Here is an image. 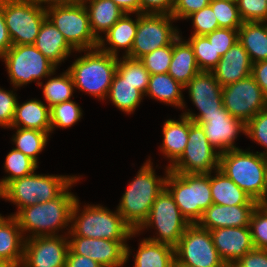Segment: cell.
<instances>
[{
	"label": "cell",
	"instance_id": "obj_1",
	"mask_svg": "<svg viewBox=\"0 0 267 267\" xmlns=\"http://www.w3.org/2000/svg\"><path fill=\"white\" fill-rule=\"evenodd\" d=\"M79 179L77 177L54 200L23 207L13 214L22 233L31 231L33 234L32 236L29 235L28 238L56 236L59 229L66 228L71 222L72 209L78 199L68 189Z\"/></svg>",
	"mask_w": 267,
	"mask_h": 267
},
{
	"label": "cell",
	"instance_id": "obj_2",
	"mask_svg": "<svg viewBox=\"0 0 267 267\" xmlns=\"http://www.w3.org/2000/svg\"><path fill=\"white\" fill-rule=\"evenodd\" d=\"M219 170L254 201L267 200V156L240 148L219 155Z\"/></svg>",
	"mask_w": 267,
	"mask_h": 267
},
{
	"label": "cell",
	"instance_id": "obj_3",
	"mask_svg": "<svg viewBox=\"0 0 267 267\" xmlns=\"http://www.w3.org/2000/svg\"><path fill=\"white\" fill-rule=\"evenodd\" d=\"M152 164L151 160L144 163L117 206L118 212L133 231H137L146 221L156 197L165 188L169 167L166 168V177L160 178L156 177Z\"/></svg>",
	"mask_w": 267,
	"mask_h": 267
},
{
	"label": "cell",
	"instance_id": "obj_4",
	"mask_svg": "<svg viewBox=\"0 0 267 267\" xmlns=\"http://www.w3.org/2000/svg\"><path fill=\"white\" fill-rule=\"evenodd\" d=\"M79 207V200L77 199L72 209L71 228L68 229L70 236L127 240L138 234L124 221L118 210L113 213L100 205H88L78 214L80 212Z\"/></svg>",
	"mask_w": 267,
	"mask_h": 267
},
{
	"label": "cell",
	"instance_id": "obj_5",
	"mask_svg": "<svg viewBox=\"0 0 267 267\" xmlns=\"http://www.w3.org/2000/svg\"><path fill=\"white\" fill-rule=\"evenodd\" d=\"M67 70L72 76L74 87L104 100L110 90L116 72L118 57L99 48L87 50Z\"/></svg>",
	"mask_w": 267,
	"mask_h": 267
},
{
	"label": "cell",
	"instance_id": "obj_6",
	"mask_svg": "<svg viewBox=\"0 0 267 267\" xmlns=\"http://www.w3.org/2000/svg\"><path fill=\"white\" fill-rule=\"evenodd\" d=\"M165 188L191 224L197 223L203 212L213 204L210 173L186 174L169 170Z\"/></svg>",
	"mask_w": 267,
	"mask_h": 267
},
{
	"label": "cell",
	"instance_id": "obj_7",
	"mask_svg": "<svg viewBox=\"0 0 267 267\" xmlns=\"http://www.w3.org/2000/svg\"><path fill=\"white\" fill-rule=\"evenodd\" d=\"M77 176L40 175L31 173L11 181L1 192L0 198L18 207H28L57 198Z\"/></svg>",
	"mask_w": 267,
	"mask_h": 267
},
{
	"label": "cell",
	"instance_id": "obj_8",
	"mask_svg": "<svg viewBox=\"0 0 267 267\" xmlns=\"http://www.w3.org/2000/svg\"><path fill=\"white\" fill-rule=\"evenodd\" d=\"M46 15L74 51L98 48V40L90 29L88 11L81 0L73 5L50 7Z\"/></svg>",
	"mask_w": 267,
	"mask_h": 267
},
{
	"label": "cell",
	"instance_id": "obj_9",
	"mask_svg": "<svg viewBox=\"0 0 267 267\" xmlns=\"http://www.w3.org/2000/svg\"><path fill=\"white\" fill-rule=\"evenodd\" d=\"M190 224L181 214L170 192L164 188L152 204L148 218L136 232L139 233L142 229L153 226L159 233L156 237L147 239L175 248Z\"/></svg>",
	"mask_w": 267,
	"mask_h": 267
},
{
	"label": "cell",
	"instance_id": "obj_10",
	"mask_svg": "<svg viewBox=\"0 0 267 267\" xmlns=\"http://www.w3.org/2000/svg\"><path fill=\"white\" fill-rule=\"evenodd\" d=\"M1 59L5 61L10 82L15 88L48 78L57 68L33 44L12 45Z\"/></svg>",
	"mask_w": 267,
	"mask_h": 267
},
{
	"label": "cell",
	"instance_id": "obj_11",
	"mask_svg": "<svg viewBox=\"0 0 267 267\" xmlns=\"http://www.w3.org/2000/svg\"><path fill=\"white\" fill-rule=\"evenodd\" d=\"M2 13L13 45L34 44L46 9L28 0H2Z\"/></svg>",
	"mask_w": 267,
	"mask_h": 267
},
{
	"label": "cell",
	"instance_id": "obj_12",
	"mask_svg": "<svg viewBox=\"0 0 267 267\" xmlns=\"http://www.w3.org/2000/svg\"><path fill=\"white\" fill-rule=\"evenodd\" d=\"M176 267H228L220 258L210 231L190 224L175 247Z\"/></svg>",
	"mask_w": 267,
	"mask_h": 267
},
{
	"label": "cell",
	"instance_id": "obj_13",
	"mask_svg": "<svg viewBox=\"0 0 267 267\" xmlns=\"http://www.w3.org/2000/svg\"><path fill=\"white\" fill-rule=\"evenodd\" d=\"M219 153L208 141L203 128L189 118L188 143L169 170L186 174H209L219 169Z\"/></svg>",
	"mask_w": 267,
	"mask_h": 267
},
{
	"label": "cell",
	"instance_id": "obj_14",
	"mask_svg": "<svg viewBox=\"0 0 267 267\" xmlns=\"http://www.w3.org/2000/svg\"><path fill=\"white\" fill-rule=\"evenodd\" d=\"M173 20L174 17L167 14H138L136 36L127 56L140 59L147 53L172 44L180 35L171 24Z\"/></svg>",
	"mask_w": 267,
	"mask_h": 267
},
{
	"label": "cell",
	"instance_id": "obj_15",
	"mask_svg": "<svg viewBox=\"0 0 267 267\" xmlns=\"http://www.w3.org/2000/svg\"><path fill=\"white\" fill-rule=\"evenodd\" d=\"M222 100L230 115L245 124L267 108V98L252 75L224 86Z\"/></svg>",
	"mask_w": 267,
	"mask_h": 267
},
{
	"label": "cell",
	"instance_id": "obj_16",
	"mask_svg": "<svg viewBox=\"0 0 267 267\" xmlns=\"http://www.w3.org/2000/svg\"><path fill=\"white\" fill-rule=\"evenodd\" d=\"M70 236H39L25 239L20 267H65Z\"/></svg>",
	"mask_w": 267,
	"mask_h": 267
},
{
	"label": "cell",
	"instance_id": "obj_17",
	"mask_svg": "<svg viewBox=\"0 0 267 267\" xmlns=\"http://www.w3.org/2000/svg\"><path fill=\"white\" fill-rule=\"evenodd\" d=\"M69 248L80 256L95 260L102 267H121L125 265L130 250L126 240L95 239L71 236Z\"/></svg>",
	"mask_w": 267,
	"mask_h": 267
},
{
	"label": "cell",
	"instance_id": "obj_18",
	"mask_svg": "<svg viewBox=\"0 0 267 267\" xmlns=\"http://www.w3.org/2000/svg\"><path fill=\"white\" fill-rule=\"evenodd\" d=\"M189 90L191 101L199 110V115L184 112L182 115L197 123L205 114L220 113L223 109V87L215 79L212 72L201 71L185 86Z\"/></svg>",
	"mask_w": 267,
	"mask_h": 267
},
{
	"label": "cell",
	"instance_id": "obj_19",
	"mask_svg": "<svg viewBox=\"0 0 267 267\" xmlns=\"http://www.w3.org/2000/svg\"><path fill=\"white\" fill-rule=\"evenodd\" d=\"M197 124L203 128L210 145L218 149L219 154L238 149L234 140L240 132L245 133V123L233 118L226 108L220 113L205 114Z\"/></svg>",
	"mask_w": 267,
	"mask_h": 267
},
{
	"label": "cell",
	"instance_id": "obj_20",
	"mask_svg": "<svg viewBox=\"0 0 267 267\" xmlns=\"http://www.w3.org/2000/svg\"><path fill=\"white\" fill-rule=\"evenodd\" d=\"M210 234L220 258L228 267L254 248L249 226L213 229Z\"/></svg>",
	"mask_w": 267,
	"mask_h": 267
},
{
	"label": "cell",
	"instance_id": "obj_21",
	"mask_svg": "<svg viewBox=\"0 0 267 267\" xmlns=\"http://www.w3.org/2000/svg\"><path fill=\"white\" fill-rule=\"evenodd\" d=\"M257 205H218L212 204L196 223L201 228L213 230L224 227H247Z\"/></svg>",
	"mask_w": 267,
	"mask_h": 267
},
{
	"label": "cell",
	"instance_id": "obj_22",
	"mask_svg": "<svg viewBox=\"0 0 267 267\" xmlns=\"http://www.w3.org/2000/svg\"><path fill=\"white\" fill-rule=\"evenodd\" d=\"M251 72L252 62L239 41L221 57L212 71L222 87L250 76Z\"/></svg>",
	"mask_w": 267,
	"mask_h": 267
},
{
	"label": "cell",
	"instance_id": "obj_23",
	"mask_svg": "<svg viewBox=\"0 0 267 267\" xmlns=\"http://www.w3.org/2000/svg\"><path fill=\"white\" fill-rule=\"evenodd\" d=\"M125 13L98 41V48L103 52L118 57V49H124L127 56L133 47L136 31L138 27V14L137 18L133 20ZM105 40L110 47H105Z\"/></svg>",
	"mask_w": 267,
	"mask_h": 267
},
{
	"label": "cell",
	"instance_id": "obj_24",
	"mask_svg": "<svg viewBox=\"0 0 267 267\" xmlns=\"http://www.w3.org/2000/svg\"><path fill=\"white\" fill-rule=\"evenodd\" d=\"M33 45L56 67L74 50L48 18L41 25Z\"/></svg>",
	"mask_w": 267,
	"mask_h": 267
},
{
	"label": "cell",
	"instance_id": "obj_25",
	"mask_svg": "<svg viewBox=\"0 0 267 267\" xmlns=\"http://www.w3.org/2000/svg\"><path fill=\"white\" fill-rule=\"evenodd\" d=\"M11 127L36 129L50 134V107L36 99H31L22 104H19L17 100L15 116Z\"/></svg>",
	"mask_w": 267,
	"mask_h": 267
},
{
	"label": "cell",
	"instance_id": "obj_26",
	"mask_svg": "<svg viewBox=\"0 0 267 267\" xmlns=\"http://www.w3.org/2000/svg\"><path fill=\"white\" fill-rule=\"evenodd\" d=\"M200 72L192 46L188 41H182L181 36H179L173 42L172 60L168 74L182 86H185Z\"/></svg>",
	"mask_w": 267,
	"mask_h": 267
},
{
	"label": "cell",
	"instance_id": "obj_27",
	"mask_svg": "<svg viewBox=\"0 0 267 267\" xmlns=\"http://www.w3.org/2000/svg\"><path fill=\"white\" fill-rule=\"evenodd\" d=\"M216 176H211L210 186L214 204L234 205H258L244 190L238 187L219 169L215 171Z\"/></svg>",
	"mask_w": 267,
	"mask_h": 267
},
{
	"label": "cell",
	"instance_id": "obj_28",
	"mask_svg": "<svg viewBox=\"0 0 267 267\" xmlns=\"http://www.w3.org/2000/svg\"><path fill=\"white\" fill-rule=\"evenodd\" d=\"M81 1L88 11L90 29L98 41L102 37L99 33L105 34L125 14L112 0Z\"/></svg>",
	"mask_w": 267,
	"mask_h": 267
},
{
	"label": "cell",
	"instance_id": "obj_29",
	"mask_svg": "<svg viewBox=\"0 0 267 267\" xmlns=\"http://www.w3.org/2000/svg\"><path fill=\"white\" fill-rule=\"evenodd\" d=\"M18 221L11 214L0 227V260L9 261L19 267L23 261L25 236Z\"/></svg>",
	"mask_w": 267,
	"mask_h": 267
},
{
	"label": "cell",
	"instance_id": "obj_30",
	"mask_svg": "<svg viewBox=\"0 0 267 267\" xmlns=\"http://www.w3.org/2000/svg\"><path fill=\"white\" fill-rule=\"evenodd\" d=\"M238 40L248 53L252 64L267 60L266 22H243L238 29Z\"/></svg>",
	"mask_w": 267,
	"mask_h": 267
},
{
	"label": "cell",
	"instance_id": "obj_31",
	"mask_svg": "<svg viewBox=\"0 0 267 267\" xmlns=\"http://www.w3.org/2000/svg\"><path fill=\"white\" fill-rule=\"evenodd\" d=\"M161 152L169 158L172 165L183 153L188 143L189 118L181 115V120L168 119L163 126Z\"/></svg>",
	"mask_w": 267,
	"mask_h": 267
},
{
	"label": "cell",
	"instance_id": "obj_32",
	"mask_svg": "<svg viewBox=\"0 0 267 267\" xmlns=\"http://www.w3.org/2000/svg\"><path fill=\"white\" fill-rule=\"evenodd\" d=\"M134 267H176L175 248L145 238L139 244Z\"/></svg>",
	"mask_w": 267,
	"mask_h": 267
},
{
	"label": "cell",
	"instance_id": "obj_33",
	"mask_svg": "<svg viewBox=\"0 0 267 267\" xmlns=\"http://www.w3.org/2000/svg\"><path fill=\"white\" fill-rule=\"evenodd\" d=\"M184 86L174 80L168 73L154 74L150 76L145 95L157 99L160 102L184 108L185 102L182 95Z\"/></svg>",
	"mask_w": 267,
	"mask_h": 267
},
{
	"label": "cell",
	"instance_id": "obj_34",
	"mask_svg": "<svg viewBox=\"0 0 267 267\" xmlns=\"http://www.w3.org/2000/svg\"><path fill=\"white\" fill-rule=\"evenodd\" d=\"M145 95L115 72L107 97L122 112L131 114Z\"/></svg>",
	"mask_w": 267,
	"mask_h": 267
},
{
	"label": "cell",
	"instance_id": "obj_35",
	"mask_svg": "<svg viewBox=\"0 0 267 267\" xmlns=\"http://www.w3.org/2000/svg\"><path fill=\"white\" fill-rule=\"evenodd\" d=\"M10 128H17L16 134L12 138L16 145L15 149L21 151L38 164L37 156L46 146L49 134L36 129Z\"/></svg>",
	"mask_w": 267,
	"mask_h": 267
},
{
	"label": "cell",
	"instance_id": "obj_36",
	"mask_svg": "<svg viewBox=\"0 0 267 267\" xmlns=\"http://www.w3.org/2000/svg\"><path fill=\"white\" fill-rule=\"evenodd\" d=\"M37 85L43 87V95L49 107L71 100L75 88L68 70L61 76L50 78L44 85L42 82H38Z\"/></svg>",
	"mask_w": 267,
	"mask_h": 267
},
{
	"label": "cell",
	"instance_id": "obj_37",
	"mask_svg": "<svg viewBox=\"0 0 267 267\" xmlns=\"http://www.w3.org/2000/svg\"><path fill=\"white\" fill-rule=\"evenodd\" d=\"M4 168L5 172L9 173V176H5V178L1 179L0 192L11 181L33 173L38 168V165L30 157L13 148L6 156Z\"/></svg>",
	"mask_w": 267,
	"mask_h": 267
},
{
	"label": "cell",
	"instance_id": "obj_38",
	"mask_svg": "<svg viewBox=\"0 0 267 267\" xmlns=\"http://www.w3.org/2000/svg\"><path fill=\"white\" fill-rule=\"evenodd\" d=\"M118 58L116 72L125 79V81L134 85L143 94L146 93L151 74L145 68L140 59L130 58L123 55ZM123 59V60H122Z\"/></svg>",
	"mask_w": 267,
	"mask_h": 267
},
{
	"label": "cell",
	"instance_id": "obj_39",
	"mask_svg": "<svg viewBox=\"0 0 267 267\" xmlns=\"http://www.w3.org/2000/svg\"><path fill=\"white\" fill-rule=\"evenodd\" d=\"M192 46L197 65L201 71L212 72L221 59L205 35H191L188 39Z\"/></svg>",
	"mask_w": 267,
	"mask_h": 267
},
{
	"label": "cell",
	"instance_id": "obj_40",
	"mask_svg": "<svg viewBox=\"0 0 267 267\" xmlns=\"http://www.w3.org/2000/svg\"><path fill=\"white\" fill-rule=\"evenodd\" d=\"M82 110L78 104L68 100L50 107L51 132L54 128H69L80 120Z\"/></svg>",
	"mask_w": 267,
	"mask_h": 267
},
{
	"label": "cell",
	"instance_id": "obj_41",
	"mask_svg": "<svg viewBox=\"0 0 267 267\" xmlns=\"http://www.w3.org/2000/svg\"><path fill=\"white\" fill-rule=\"evenodd\" d=\"M209 5L214 11L219 28L238 30L243 24L236 2L227 0H211Z\"/></svg>",
	"mask_w": 267,
	"mask_h": 267
},
{
	"label": "cell",
	"instance_id": "obj_42",
	"mask_svg": "<svg viewBox=\"0 0 267 267\" xmlns=\"http://www.w3.org/2000/svg\"><path fill=\"white\" fill-rule=\"evenodd\" d=\"M173 43L145 54L140 60L151 75L168 73L172 60Z\"/></svg>",
	"mask_w": 267,
	"mask_h": 267
},
{
	"label": "cell",
	"instance_id": "obj_43",
	"mask_svg": "<svg viewBox=\"0 0 267 267\" xmlns=\"http://www.w3.org/2000/svg\"><path fill=\"white\" fill-rule=\"evenodd\" d=\"M249 227L254 248L267 250V209L262 204L253 210Z\"/></svg>",
	"mask_w": 267,
	"mask_h": 267
},
{
	"label": "cell",
	"instance_id": "obj_44",
	"mask_svg": "<svg viewBox=\"0 0 267 267\" xmlns=\"http://www.w3.org/2000/svg\"><path fill=\"white\" fill-rule=\"evenodd\" d=\"M243 22H267V0H237Z\"/></svg>",
	"mask_w": 267,
	"mask_h": 267
},
{
	"label": "cell",
	"instance_id": "obj_45",
	"mask_svg": "<svg viewBox=\"0 0 267 267\" xmlns=\"http://www.w3.org/2000/svg\"><path fill=\"white\" fill-rule=\"evenodd\" d=\"M245 135L267 149V108L258 112L245 124ZM261 154L267 156V150Z\"/></svg>",
	"mask_w": 267,
	"mask_h": 267
},
{
	"label": "cell",
	"instance_id": "obj_46",
	"mask_svg": "<svg viewBox=\"0 0 267 267\" xmlns=\"http://www.w3.org/2000/svg\"><path fill=\"white\" fill-rule=\"evenodd\" d=\"M194 31L192 35H206L219 28L218 21L210 5L202 8L198 12L191 14Z\"/></svg>",
	"mask_w": 267,
	"mask_h": 267
},
{
	"label": "cell",
	"instance_id": "obj_47",
	"mask_svg": "<svg viewBox=\"0 0 267 267\" xmlns=\"http://www.w3.org/2000/svg\"><path fill=\"white\" fill-rule=\"evenodd\" d=\"M210 44L213 45L216 55L221 57L238 42V30L229 28H218L205 35Z\"/></svg>",
	"mask_w": 267,
	"mask_h": 267
},
{
	"label": "cell",
	"instance_id": "obj_48",
	"mask_svg": "<svg viewBox=\"0 0 267 267\" xmlns=\"http://www.w3.org/2000/svg\"><path fill=\"white\" fill-rule=\"evenodd\" d=\"M17 98L13 91H5L0 88V126L11 127L16 109Z\"/></svg>",
	"mask_w": 267,
	"mask_h": 267
},
{
	"label": "cell",
	"instance_id": "obj_49",
	"mask_svg": "<svg viewBox=\"0 0 267 267\" xmlns=\"http://www.w3.org/2000/svg\"><path fill=\"white\" fill-rule=\"evenodd\" d=\"M211 0H174L172 16L175 20L188 19V17L208 6Z\"/></svg>",
	"mask_w": 267,
	"mask_h": 267
},
{
	"label": "cell",
	"instance_id": "obj_50",
	"mask_svg": "<svg viewBox=\"0 0 267 267\" xmlns=\"http://www.w3.org/2000/svg\"><path fill=\"white\" fill-rule=\"evenodd\" d=\"M140 14H167L171 15L174 0H139Z\"/></svg>",
	"mask_w": 267,
	"mask_h": 267
},
{
	"label": "cell",
	"instance_id": "obj_51",
	"mask_svg": "<svg viewBox=\"0 0 267 267\" xmlns=\"http://www.w3.org/2000/svg\"><path fill=\"white\" fill-rule=\"evenodd\" d=\"M231 267H267V250L253 248Z\"/></svg>",
	"mask_w": 267,
	"mask_h": 267
},
{
	"label": "cell",
	"instance_id": "obj_52",
	"mask_svg": "<svg viewBox=\"0 0 267 267\" xmlns=\"http://www.w3.org/2000/svg\"><path fill=\"white\" fill-rule=\"evenodd\" d=\"M251 75L262 89L264 96L267 98V60L252 64Z\"/></svg>",
	"mask_w": 267,
	"mask_h": 267
},
{
	"label": "cell",
	"instance_id": "obj_53",
	"mask_svg": "<svg viewBox=\"0 0 267 267\" xmlns=\"http://www.w3.org/2000/svg\"><path fill=\"white\" fill-rule=\"evenodd\" d=\"M65 267H102L95 260L75 254L70 248L66 257Z\"/></svg>",
	"mask_w": 267,
	"mask_h": 267
},
{
	"label": "cell",
	"instance_id": "obj_54",
	"mask_svg": "<svg viewBox=\"0 0 267 267\" xmlns=\"http://www.w3.org/2000/svg\"><path fill=\"white\" fill-rule=\"evenodd\" d=\"M12 45L2 13V0H0V58L12 47Z\"/></svg>",
	"mask_w": 267,
	"mask_h": 267
},
{
	"label": "cell",
	"instance_id": "obj_55",
	"mask_svg": "<svg viewBox=\"0 0 267 267\" xmlns=\"http://www.w3.org/2000/svg\"><path fill=\"white\" fill-rule=\"evenodd\" d=\"M122 11L127 14H140L139 0H112Z\"/></svg>",
	"mask_w": 267,
	"mask_h": 267
},
{
	"label": "cell",
	"instance_id": "obj_56",
	"mask_svg": "<svg viewBox=\"0 0 267 267\" xmlns=\"http://www.w3.org/2000/svg\"><path fill=\"white\" fill-rule=\"evenodd\" d=\"M33 2L34 4L44 8V9H48L50 7H54V6H68V5H73L78 3L80 0H28ZM47 4V6L43 5ZM43 5V6H42Z\"/></svg>",
	"mask_w": 267,
	"mask_h": 267
},
{
	"label": "cell",
	"instance_id": "obj_57",
	"mask_svg": "<svg viewBox=\"0 0 267 267\" xmlns=\"http://www.w3.org/2000/svg\"><path fill=\"white\" fill-rule=\"evenodd\" d=\"M0 267H19V266L9 261L0 260Z\"/></svg>",
	"mask_w": 267,
	"mask_h": 267
},
{
	"label": "cell",
	"instance_id": "obj_58",
	"mask_svg": "<svg viewBox=\"0 0 267 267\" xmlns=\"http://www.w3.org/2000/svg\"><path fill=\"white\" fill-rule=\"evenodd\" d=\"M10 216H8L7 218L6 217H4V216H1V214H0V227H1V225L9 218Z\"/></svg>",
	"mask_w": 267,
	"mask_h": 267
},
{
	"label": "cell",
	"instance_id": "obj_59",
	"mask_svg": "<svg viewBox=\"0 0 267 267\" xmlns=\"http://www.w3.org/2000/svg\"><path fill=\"white\" fill-rule=\"evenodd\" d=\"M262 205L267 209V200L263 202Z\"/></svg>",
	"mask_w": 267,
	"mask_h": 267
}]
</instances>
